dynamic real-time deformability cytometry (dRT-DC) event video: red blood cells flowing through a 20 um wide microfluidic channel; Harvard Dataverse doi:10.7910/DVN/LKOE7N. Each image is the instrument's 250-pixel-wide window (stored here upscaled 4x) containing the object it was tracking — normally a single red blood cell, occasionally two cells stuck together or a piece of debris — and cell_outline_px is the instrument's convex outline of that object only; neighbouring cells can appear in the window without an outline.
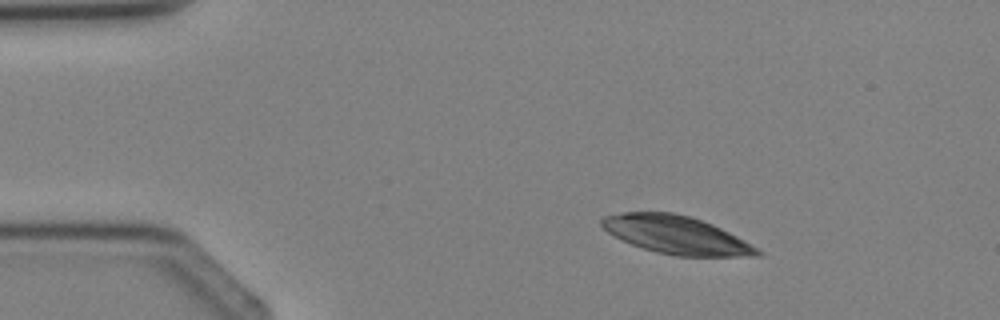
{"species": "Egyptian fruit bat (a non-hibernating species)", "species_latin": "Rousettus aegyptiacus", "temperature_condition": "cold", "stored_images_in_passage": 2, "camera_frame_rate_fps": 3000, "um_per_image_px": 0.085, "animal": {"sex": "female"}, "frame": {"image": 1, "passage_image": 1, "time_ms": 0.0, "image_size_px": [1000, 320], "cell_outline_px": [[764, 256], [676, 256], [656, 252], [632, 244], [608, 232], [600, 224], [600, 220], [604, 216], [624, 212], [672, 212], [688, 216], [712, 224], [744, 240], [764, 252]], "centroid_in_image_um": [57.5, 19.97], "position_along_channel_um": 27.5, "area_um2": 34.1}}
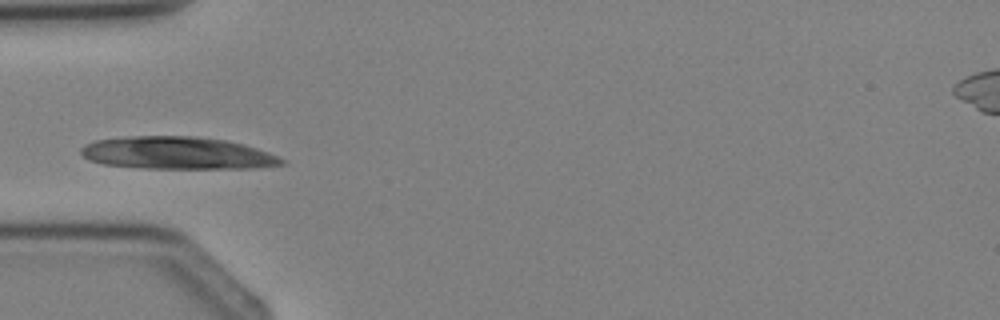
{"frame": {"image": 2, "passage_image": 2, "time_ms": 2.0, "image_size_px": [1000, 320], "cell_outline_px": [[284, 164], [256, 168], [140, 168], [104, 164], [88, 160], [80, 152], [80, 148], [84, 144], [92, 140], [124, 136], [192, 136], [224, 140], [256, 148], [276, 156], [284, 160]], "centroid_in_image_um": [14.97, 13.01], "position_along_channel_um": 70.0, "area_um2": 37.86}}